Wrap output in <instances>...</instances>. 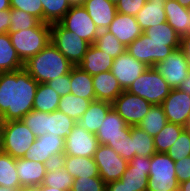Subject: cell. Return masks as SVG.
Wrapping results in <instances>:
<instances>
[{
  "instance_id": "1",
  "label": "cell",
  "mask_w": 190,
  "mask_h": 191,
  "mask_svg": "<svg viewBox=\"0 0 190 191\" xmlns=\"http://www.w3.org/2000/svg\"><path fill=\"white\" fill-rule=\"evenodd\" d=\"M38 84L24 68L0 73V121L21 120L33 110Z\"/></svg>"
},
{
  "instance_id": "2",
  "label": "cell",
  "mask_w": 190,
  "mask_h": 191,
  "mask_svg": "<svg viewBox=\"0 0 190 191\" xmlns=\"http://www.w3.org/2000/svg\"><path fill=\"white\" fill-rule=\"evenodd\" d=\"M74 66L50 42L37 55L24 63V69L38 83H47L50 80L70 73Z\"/></svg>"
},
{
  "instance_id": "3",
  "label": "cell",
  "mask_w": 190,
  "mask_h": 191,
  "mask_svg": "<svg viewBox=\"0 0 190 191\" xmlns=\"http://www.w3.org/2000/svg\"><path fill=\"white\" fill-rule=\"evenodd\" d=\"M96 138L98 143L114 149V151L128 162L135 156L130 126L112 108L99 127Z\"/></svg>"
},
{
  "instance_id": "4",
  "label": "cell",
  "mask_w": 190,
  "mask_h": 191,
  "mask_svg": "<svg viewBox=\"0 0 190 191\" xmlns=\"http://www.w3.org/2000/svg\"><path fill=\"white\" fill-rule=\"evenodd\" d=\"M36 136L22 120L0 121V151L23 158Z\"/></svg>"
},
{
  "instance_id": "5",
  "label": "cell",
  "mask_w": 190,
  "mask_h": 191,
  "mask_svg": "<svg viewBox=\"0 0 190 191\" xmlns=\"http://www.w3.org/2000/svg\"><path fill=\"white\" fill-rule=\"evenodd\" d=\"M8 34L17 55L25 63L51 42V24L41 22L37 27Z\"/></svg>"
},
{
  "instance_id": "6",
  "label": "cell",
  "mask_w": 190,
  "mask_h": 191,
  "mask_svg": "<svg viewBox=\"0 0 190 191\" xmlns=\"http://www.w3.org/2000/svg\"><path fill=\"white\" fill-rule=\"evenodd\" d=\"M126 91L144 98L152 105H161L169 95L171 87L156 68L149 67Z\"/></svg>"
},
{
  "instance_id": "7",
  "label": "cell",
  "mask_w": 190,
  "mask_h": 191,
  "mask_svg": "<svg viewBox=\"0 0 190 191\" xmlns=\"http://www.w3.org/2000/svg\"><path fill=\"white\" fill-rule=\"evenodd\" d=\"M147 191H179L175 161L166 153L156 152L150 157Z\"/></svg>"
},
{
  "instance_id": "8",
  "label": "cell",
  "mask_w": 190,
  "mask_h": 191,
  "mask_svg": "<svg viewBox=\"0 0 190 191\" xmlns=\"http://www.w3.org/2000/svg\"><path fill=\"white\" fill-rule=\"evenodd\" d=\"M51 43L70 61L78 66L86 54L89 43L65 29L59 22L51 24Z\"/></svg>"
},
{
  "instance_id": "9",
  "label": "cell",
  "mask_w": 190,
  "mask_h": 191,
  "mask_svg": "<svg viewBox=\"0 0 190 191\" xmlns=\"http://www.w3.org/2000/svg\"><path fill=\"white\" fill-rule=\"evenodd\" d=\"M180 47H170L168 42L152 41L144 32L126 47V52L136 60L154 67L158 62Z\"/></svg>"
},
{
  "instance_id": "10",
  "label": "cell",
  "mask_w": 190,
  "mask_h": 191,
  "mask_svg": "<svg viewBox=\"0 0 190 191\" xmlns=\"http://www.w3.org/2000/svg\"><path fill=\"white\" fill-rule=\"evenodd\" d=\"M65 139L52 133L37 137L23 158L50 166L64 155Z\"/></svg>"
},
{
  "instance_id": "11",
  "label": "cell",
  "mask_w": 190,
  "mask_h": 191,
  "mask_svg": "<svg viewBox=\"0 0 190 191\" xmlns=\"http://www.w3.org/2000/svg\"><path fill=\"white\" fill-rule=\"evenodd\" d=\"M59 23L67 30L77 34L90 45L94 44L100 30L82 5H72Z\"/></svg>"
},
{
  "instance_id": "12",
  "label": "cell",
  "mask_w": 190,
  "mask_h": 191,
  "mask_svg": "<svg viewBox=\"0 0 190 191\" xmlns=\"http://www.w3.org/2000/svg\"><path fill=\"white\" fill-rule=\"evenodd\" d=\"M150 104L144 98L124 90L113 102L112 108L124 119L128 126H138L149 112Z\"/></svg>"
},
{
  "instance_id": "13",
  "label": "cell",
  "mask_w": 190,
  "mask_h": 191,
  "mask_svg": "<svg viewBox=\"0 0 190 191\" xmlns=\"http://www.w3.org/2000/svg\"><path fill=\"white\" fill-rule=\"evenodd\" d=\"M93 158L105 183L120 180L127 169L128 161L106 145L99 144Z\"/></svg>"
},
{
  "instance_id": "14",
  "label": "cell",
  "mask_w": 190,
  "mask_h": 191,
  "mask_svg": "<svg viewBox=\"0 0 190 191\" xmlns=\"http://www.w3.org/2000/svg\"><path fill=\"white\" fill-rule=\"evenodd\" d=\"M154 68L160 72L171 89L179 88L190 72L188 61L180 48L158 62Z\"/></svg>"
},
{
  "instance_id": "15",
  "label": "cell",
  "mask_w": 190,
  "mask_h": 191,
  "mask_svg": "<svg viewBox=\"0 0 190 191\" xmlns=\"http://www.w3.org/2000/svg\"><path fill=\"white\" fill-rule=\"evenodd\" d=\"M98 145L96 134L88 132L76 123L65 138L64 155L94 157Z\"/></svg>"
},
{
  "instance_id": "16",
  "label": "cell",
  "mask_w": 190,
  "mask_h": 191,
  "mask_svg": "<svg viewBox=\"0 0 190 191\" xmlns=\"http://www.w3.org/2000/svg\"><path fill=\"white\" fill-rule=\"evenodd\" d=\"M161 105L168 122L186 127L190 117V94L173 88Z\"/></svg>"
},
{
  "instance_id": "17",
  "label": "cell",
  "mask_w": 190,
  "mask_h": 191,
  "mask_svg": "<svg viewBox=\"0 0 190 191\" xmlns=\"http://www.w3.org/2000/svg\"><path fill=\"white\" fill-rule=\"evenodd\" d=\"M147 68L149 67L145 63L136 60L125 51L114 59L111 72L121 88L127 90Z\"/></svg>"
},
{
  "instance_id": "18",
  "label": "cell",
  "mask_w": 190,
  "mask_h": 191,
  "mask_svg": "<svg viewBox=\"0 0 190 191\" xmlns=\"http://www.w3.org/2000/svg\"><path fill=\"white\" fill-rule=\"evenodd\" d=\"M149 170L150 157L134 156L128 162L120 181L134 191H147Z\"/></svg>"
},
{
  "instance_id": "19",
  "label": "cell",
  "mask_w": 190,
  "mask_h": 191,
  "mask_svg": "<svg viewBox=\"0 0 190 191\" xmlns=\"http://www.w3.org/2000/svg\"><path fill=\"white\" fill-rule=\"evenodd\" d=\"M125 47L143 34L134 16L116 13L113 21L107 28Z\"/></svg>"
},
{
  "instance_id": "20",
  "label": "cell",
  "mask_w": 190,
  "mask_h": 191,
  "mask_svg": "<svg viewBox=\"0 0 190 191\" xmlns=\"http://www.w3.org/2000/svg\"><path fill=\"white\" fill-rule=\"evenodd\" d=\"M48 167L47 164L37 161L16 159V171L21 187L36 188L42 185Z\"/></svg>"
},
{
  "instance_id": "21",
  "label": "cell",
  "mask_w": 190,
  "mask_h": 191,
  "mask_svg": "<svg viewBox=\"0 0 190 191\" xmlns=\"http://www.w3.org/2000/svg\"><path fill=\"white\" fill-rule=\"evenodd\" d=\"M82 6L99 30H107L117 13L116 5L109 0H85Z\"/></svg>"
},
{
  "instance_id": "22",
  "label": "cell",
  "mask_w": 190,
  "mask_h": 191,
  "mask_svg": "<svg viewBox=\"0 0 190 191\" xmlns=\"http://www.w3.org/2000/svg\"><path fill=\"white\" fill-rule=\"evenodd\" d=\"M96 100L112 103L124 90L111 70L92 76Z\"/></svg>"
},
{
  "instance_id": "23",
  "label": "cell",
  "mask_w": 190,
  "mask_h": 191,
  "mask_svg": "<svg viewBox=\"0 0 190 191\" xmlns=\"http://www.w3.org/2000/svg\"><path fill=\"white\" fill-rule=\"evenodd\" d=\"M59 162L74 179L78 177H100L93 157L63 155Z\"/></svg>"
},
{
  "instance_id": "24",
  "label": "cell",
  "mask_w": 190,
  "mask_h": 191,
  "mask_svg": "<svg viewBox=\"0 0 190 191\" xmlns=\"http://www.w3.org/2000/svg\"><path fill=\"white\" fill-rule=\"evenodd\" d=\"M112 109V103L101 100H94L88 109L77 121V124L88 132L96 134L107 113Z\"/></svg>"
},
{
  "instance_id": "25",
  "label": "cell",
  "mask_w": 190,
  "mask_h": 191,
  "mask_svg": "<svg viewBox=\"0 0 190 191\" xmlns=\"http://www.w3.org/2000/svg\"><path fill=\"white\" fill-rule=\"evenodd\" d=\"M164 7L166 22L178 35L181 37L189 34L190 9L181 6L176 0H165Z\"/></svg>"
},
{
  "instance_id": "26",
  "label": "cell",
  "mask_w": 190,
  "mask_h": 191,
  "mask_svg": "<svg viewBox=\"0 0 190 191\" xmlns=\"http://www.w3.org/2000/svg\"><path fill=\"white\" fill-rule=\"evenodd\" d=\"M114 59L99 50L94 44L89 45L82 62L78 65L91 76L111 70Z\"/></svg>"
},
{
  "instance_id": "27",
  "label": "cell",
  "mask_w": 190,
  "mask_h": 191,
  "mask_svg": "<svg viewBox=\"0 0 190 191\" xmlns=\"http://www.w3.org/2000/svg\"><path fill=\"white\" fill-rule=\"evenodd\" d=\"M164 2L146 1L143 8L135 16L140 28L144 32L150 27L166 22Z\"/></svg>"
},
{
  "instance_id": "28",
  "label": "cell",
  "mask_w": 190,
  "mask_h": 191,
  "mask_svg": "<svg viewBox=\"0 0 190 191\" xmlns=\"http://www.w3.org/2000/svg\"><path fill=\"white\" fill-rule=\"evenodd\" d=\"M71 94L88 100H96L93 78L80 67L74 66L70 71Z\"/></svg>"
},
{
  "instance_id": "29",
  "label": "cell",
  "mask_w": 190,
  "mask_h": 191,
  "mask_svg": "<svg viewBox=\"0 0 190 191\" xmlns=\"http://www.w3.org/2000/svg\"><path fill=\"white\" fill-rule=\"evenodd\" d=\"M24 67L8 33L0 34V73L13 72Z\"/></svg>"
},
{
  "instance_id": "30",
  "label": "cell",
  "mask_w": 190,
  "mask_h": 191,
  "mask_svg": "<svg viewBox=\"0 0 190 191\" xmlns=\"http://www.w3.org/2000/svg\"><path fill=\"white\" fill-rule=\"evenodd\" d=\"M59 94L46 83H39L33 101V110L50 113L58 108Z\"/></svg>"
},
{
  "instance_id": "31",
  "label": "cell",
  "mask_w": 190,
  "mask_h": 191,
  "mask_svg": "<svg viewBox=\"0 0 190 191\" xmlns=\"http://www.w3.org/2000/svg\"><path fill=\"white\" fill-rule=\"evenodd\" d=\"M74 178L65 170L60 162L51 164L45 174L43 185L70 191Z\"/></svg>"
},
{
  "instance_id": "32",
  "label": "cell",
  "mask_w": 190,
  "mask_h": 191,
  "mask_svg": "<svg viewBox=\"0 0 190 191\" xmlns=\"http://www.w3.org/2000/svg\"><path fill=\"white\" fill-rule=\"evenodd\" d=\"M92 101L94 100L84 99L70 93L60 97L57 110L65 113L77 122L88 109Z\"/></svg>"
},
{
  "instance_id": "33",
  "label": "cell",
  "mask_w": 190,
  "mask_h": 191,
  "mask_svg": "<svg viewBox=\"0 0 190 191\" xmlns=\"http://www.w3.org/2000/svg\"><path fill=\"white\" fill-rule=\"evenodd\" d=\"M0 186L20 189L19 177L16 171V159L0 151Z\"/></svg>"
},
{
  "instance_id": "34",
  "label": "cell",
  "mask_w": 190,
  "mask_h": 191,
  "mask_svg": "<svg viewBox=\"0 0 190 191\" xmlns=\"http://www.w3.org/2000/svg\"><path fill=\"white\" fill-rule=\"evenodd\" d=\"M185 128L181 125L167 122L159 133L153 137L156 152L166 153Z\"/></svg>"
},
{
  "instance_id": "35",
  "label": "cell",
  "mask_w": 190,
  "mask_h": 191,
  "mask_svg": "<svg viewBox=\"0 0 190 191\" xmlns=\"http://www.w3.org/2000/svg\"><path fill=\"white\" fill-rule=\"evenodd\" d=\"M135 156L151 157L156 153L153 137L139 126H130Z\"/></svg>"
},
{
  "instance_id": "36",
  "label": "cell",
  "mask_w": 190,
  "mask_h": 191,
  "mask_svg": "<svg viewBox=\"0 0 190 191\" xmlns=\"http://www.w3.org/2000/svg\"><path fill=\"white\" fill-rule=\"evenodd\" d=\"M167 118L162 105H152L149 112L138 125L150 136L154 137L166 125Z\"/></svg>"
},
{
  "instance_id": "37",
  "label": "cell",
  "mask_w": 190,
  "mask_h": 191,
  "mask_svg": "<svg viewBox=\"0 0 190 191\" xmlns=\"http://www.w3.org/2000/svg\"><path fill=\"white\" fill-rule=\"evenodd\" d=\"M76 123L71 117L59 110L48 113V133H52L54 136L57 135L65 139Z\"/></svg>"
},
{
  "instance_id": "38",
  "label": "cell",
  "mask_w": 190,
  "mask_h": 191,
  "mask_svg": "<svg viewBox=\"0 0 190 191\" xmlns=\"http://www.w3.org/2000/svg\"><path fill=\"white\" fill-rule=\"evenodd\" d=\"M144 33L152 41L168 42L170 47H180L181 37L167 22L150 27Z\"/></svg>"
},
{
  "instance_id": "39",
  "label": "cell",
  "mask_w": 190,
  "mask_h": 191,
  "mask_svg": "<svg viewBox=\"0 0 190 191\" xmlns=\"http://www.w3.org/2000/svg\"><path fill=\"white\" fill-rule=\"evenodd\" d=\"M43 6V22L57 23L70 10L72 5L68 0H41Z\"/></svg>"
},
{
  "instance_id": "40",
  "label": "cell",
  "mask_w": 190,
  "mask_h": 191,
  "mask_svg": "<svg viewBox=\"0 0 190 191\" xmlns=\"http://www.w3.org/2000/svg\"><path fill=\"white\" fill-rule=\"evenodd\" d=\"M94 45L113 59L126 51V47L107 30H100Z\"/></svg>"
},
{
  "instance_id": "41",
  "label": "cell",
  "mask_w": 190,
  "mask_h": 191,
  "mask_svg": "<svg viewBox=\"0 0 190 191\" xmlns=\"http://www.w3.org/2000/svg\"><path fill=\"white\" fill-rule=\"evenodd\" d=\"M21 120L36 138L48 133V113L31 110Z\"/></svg>"
},
{
  "instance_id": "42",
  "label": "cell",
  "mask_w": 190,
  "mask_h": 191,
  "mask_svg": "<svg viewBox=\"0 0 190 191\" xmlns=\"http://www.w3.org/2000/svg\"><path fill=\"white\" fill-rule=\"evenodd\" d=\"M10 20L11 25L8 33L37 27L41 23V21L33 15L13 8L10 9Z\"/></svg>"
},
{
  "instance_id": "43",
  "label": "cell",
  "mask_w": 190,
  "mask_h": 191,
  "mask_svg": "<svg viewBox=\"0 0 190 191\" xmlns=\"http://www.w3.org/2000/svg\"><path fill=\"white\" fill-rule=\"evenodd\" d=\"M174 161L190 156V130L185 128L166 152Z\"/></svg>"
},
{
  "instance_id": "44",
  "label": "cell",
  "mask_w": 190,
  "mask_h": 191,
  "mask_svg": "<svg viewBox=\"0 0 190 191\" xmlns=\"http://www.w3.org/2000/svg\"><path fill=\"white\" fill-rule=\"evenodd\" d=\"M70 191H106V183L101 177H78Z\"/></svg>"
},
{
  "instance_id": "45",
  "label": "cell",
  "mask_w": 190,
  "mask_h": 191,
  "mask_svg": "<svg viewBox=\"0 0 190 191\" xmlns=\"http://www.w3.org/2000/svg\"><path fill=\"white\" fill-rule=\"evenodd\" d=\"M10 8L27 12L43 22V6L41 0H10Z\"/></svg>"
},
{
  "instance_id": "46",
  "label": "cell",
  "mask_w": 190,
  "mask_h": 191,
  "mask_svg": "<svg viewBox=\"0 0 190 191\" xmlns=\"http://www.w3.org/2000/svg\"><path fill=\"white\" fill-rule=\"evenodd\" d=\"M146 0H119L116 5L118 13L136 16L137 13L143 8Z\"/></svg>"
},
{
  "instance_id": "47",
  "label": "cell",
  "mask_w": 190,
  "mask_h": 191,
  "mask_svg": "<svg viewBox=\"0 0 190 191\" xmlns=\"http://www.w3.org/2000/svg\"><path fill=\"white\" fill-rule=\"evenodd\" d=\"M46 84L50 88L55 90L60 97L70 94L71 91L70 73L57 77L56 79L50 80Z\"/></svg>"
},
{
  "instance_id": "48",
  "label": "cell",
  "mask_w": 190,
  "mask_h": 191,
  "mask_svg": "<svg viewBox=\"0 0 190 191\" xmlns=\"http://www.w3.org/2000/svg\"><path fill=\"white\" fill-rule=\"evenodd\" d=\"M175 172L179 184L190 179V156L175 161Z\"/></svg>"
},
{
  "instance_id": "49",
  "label": "cell",
  "mask_w": 190,
  "mask_h": 191,
  "mask_svg": "<svg viewBox=\"0 0 190 191\" xmlns=\"http://www.w3.org/2000/svg\"><path fill=\"white\" fill-rule=\"evenodd\" d=\"M10 21V9L0 11V34L9 32Z\"/></svg>"
},
{
  "instance_id": "50",
  "label": "cell",
  "mask_w": 190,
  "mask_h": 191,
  "mask_svg": "<svg viewBox=\"0 0 190 191\" xmlns=\"http://www.w3.org/2000/svg\"><path fill=\"white\" fill-rule=\"evenodd\" d=\"M180 49L183 51L190 67V34L181 36Z\"/></svg>"
},
{
  "instance_id": "51",
  "label": "cell",
  "mask_w": 190,
  "mask_h": 191,
  "mask_svg": "<svg viewBox=\"0 0 190 191\" xmlns=\"http://www.w3.org/2000/svg\"><path fill=\"white\" fill-rule=\"evenodd\" d=\"M106 191H134V189L117 180L106 183Z\"/></svg>"
},
{
  "instance_id": "52",
  "label": "cell",
  "mask_w": 190,
  "mask_h": 191,
  "mask_svg": "<svg viewBox=\"0 0 190 191\" xmlns=\"http://www.w3.org/2000/svg\"><path fill=\"white\" fill-rule=\"evenodd\" d=\"M178 89L190 94V72L189 76L186 78V80L181 84V86Z\"/></svg>"
},
{
  "instance_id": "53",
  "label": "cell",
  "mask_w": 190,
  "mask_h": 191,
  "mask_svg": "<svg viewBox=\"0 0 190 191\" xmlns=\"http://www.w3.org/2000/svg\"><path fill=\"white\" fill-rule=\"evenodd\" d=\"M36 191H65V190L53 188V187L42 184V185H39L38 187H36Z\"/></svg>"
},
{
  "instance_id": "54",
  "label": "cell",
  "mask_w": 190,
  "mask_h": 191,
  "mask_svg": "<svg viewBox=\"0 0 190 191\" xmlns=\"http://www.w3.org/2000/svg\"><path fill=\"white\" fill-rule=\"evenodd\" d=\"M179 191H190V179L179 184Z\"/></svg>"
},
{
  "instance_id": "55",
  "label": "cell",
  "mask_w": 190,
  "mask_h": 191,
  "mask_svg": "<svg viewBox=\"0 0 190 191\" xmlns=\"http://www.w3.org/2000/svg\"><path fill=\"white\" fill-rule=\"evenodd\" d=\"M10 8V0H0V11L8 10Z\"/></svg>"
},
{
  "instance_id": "56",
  "label": "cell",
  "mask_w": 190,
  "mask_h": 191,
  "mask_svg": "<svg viewBox=\"0 0 190 191\" xmlns=\"http://www.w3.org/2000/svg\"><path fill=\"white\" fill-rule=\"evenodd\" d=\"M181 6L190 9V0H176Z\"/></svg>"
},
{
  "instance_id": "57",
  "label": "cell",
  "mask_w": 190,
  "mask_h": 191,
  "mask_svg": "<svg viewBox=\"0 0 190 191\" xmlns=\"http://www.w3.org/2000/svg\"><path fill=\"white\" fill-rule=\"evenodd\" d=\"M71 5H82L85 0H68Z\"/></svg>"
},
{
  "instance_id": "58",
  "label": "cell",
  "mask_w": 190,
  "mask_h": 191,
  "mask_svg": "<svg viewBox=\"0 0 190 191\" xmlns=\"http://www.w3.org/2000/svg\"><path fill=\"white\" fill-rule=\"evenodd\" d=\"M0 191H17L15 188L0 186Z\"/></svg>"
},
{
  "instance_id": "59",
  "label": "cell",
  "mask_w": 190,
  "mask_h": 191,
  "mask_svg": "<svg viewBox=\"0 0 190 191\" xmlns=\"http://www.w3.org/2000/svg\"><path fill=\"white\" fill-rule=\"evenodd\" d=\"M17 191H36V188L22 187L17 189Z\"/></svg>"
},
{
  "instance_id": "60",
  "label": "cell",
  "mask_w": 190,
  "mask_h": 191,
  "mask_svg": "<svg viewBox=\"0 0 190 191\" xmlns=\"http://www.w3.org/2000/svg\"><path fill=\"white\" fill-rule=\"evenodd\" d=\"M112 4L117 5V3L119 2V0H109Z\"/></svg>"
},
{
  "instance_id": "61",
  "label": "cell",
  "mask_w": 190,
  "mask_h": 191,
  "mask_svg": "<svg viewBox=\"0 0 190 191\" xmlns=\"http://www.w3.org/2000/svg\"><path fill=\"white\" fill-rule=\"evenodd\" d=\"M186 128L190 130V117H189L188 123L186 125Z\"/></svg>"
},
{
  "instance_id": "62",
  "label": "cell",
  "mask_w": 190,
  "mask_h": 191,
  "mask_svg": "<svg viewBox=\"0 0 190 191\" xmlns=\"http://www.w3.org/2000/svg\"><path fill=\"white\" fill-rule=\"evenodd\" d=\"M146 1H161V2H164L165 0H146Z\"/></svg>"
}]
</instances>
